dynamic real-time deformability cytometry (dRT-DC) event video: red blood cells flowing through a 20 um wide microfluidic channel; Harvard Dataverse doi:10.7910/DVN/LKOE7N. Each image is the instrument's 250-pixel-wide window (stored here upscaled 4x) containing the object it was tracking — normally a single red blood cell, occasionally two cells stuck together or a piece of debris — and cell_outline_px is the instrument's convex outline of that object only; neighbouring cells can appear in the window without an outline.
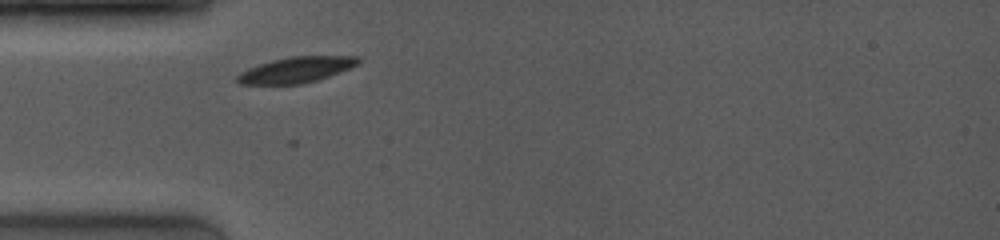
{"species": "common noctule bat (a hibernating species)", "species_latin": "Nyctalus noctula", "temperature_condition": "room temperature", "stored_images_in_passage": 23, "camera_frame_rate_fps": 4000, "um_per_image_px": 0.085, "animal": {"sex": "female", "body_mass_g": 19.0, "forearm_length_mm": 53.3}, "frame": {"image": 1, "passage_image": 3, "time_ms": 0.75, "image_size_px": [1000, 240], "cell_outline_px": [[360, 64], [340, 72], [304, 84], [240, 84], [236, 80], [236, 76], [240, 72], [248, 68], [272, 60], [292, 56], [360, 56]], "centroid_in_image_um": [25.19, 5.93], "position_along_channel_um": 59.8, "area_um2": 18.15}}
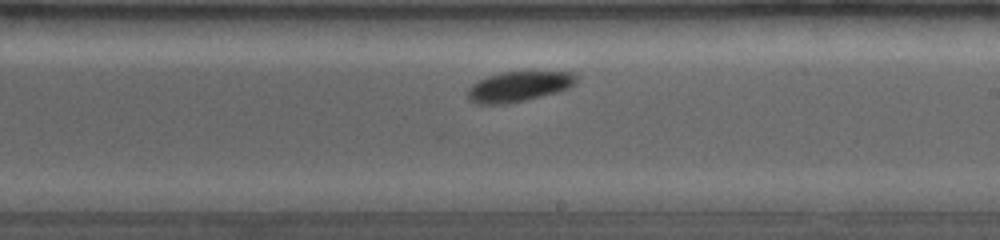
{"frame": {"image": 2, "passage_image": 14, "time_ms": 5.5, "image_size_px": [1000, 240], "cell_outline_px": [[576, 80], [568, 88], [556, 92], [508, 104], [476, 104], [468, 100], [468, 88], [476, 80], [500, 72], [576, 72]], "centroid_in_image_um": [44.03, 7.35], "position_along_channel_um": 245.0, "area_um2": 19.02}}
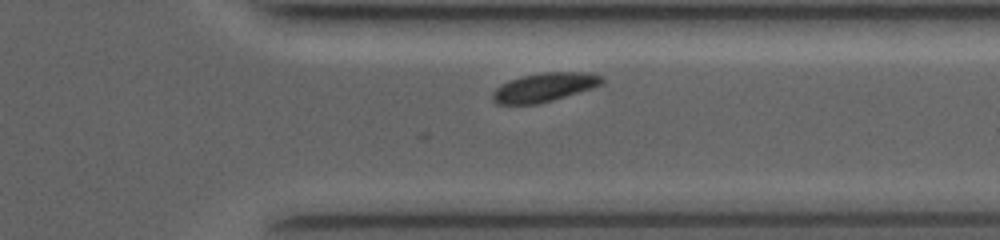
{"frame": {"image": 3, "passage_image": 21, "time_ms": 8.5, "image_size_px": [1000, 240], "cell_outline_px": [[604, 84], [592, 88], [552, 100], [536, 104], [496, 104], [492, 100], [492, 92], [500, 84], [508, 80], [520, 76], [544, 72], [588, 72], [604, 76]], "centroid_in_image_um": [46.27, 7.4], "position_along_channel_um": 365.1, "area_um2": 18.55}, "authors_computed_cell_mechanics": {"area_um2": 18.5538, "velocity_mm_per_s": 3.9635, "shape_relaxation_time_tau1_ms": 0.1128, "shape_relaxation_time_tau2_ms": null, "deformation_change_tau1": 0.0648, "deformation_change_tau2": null}}